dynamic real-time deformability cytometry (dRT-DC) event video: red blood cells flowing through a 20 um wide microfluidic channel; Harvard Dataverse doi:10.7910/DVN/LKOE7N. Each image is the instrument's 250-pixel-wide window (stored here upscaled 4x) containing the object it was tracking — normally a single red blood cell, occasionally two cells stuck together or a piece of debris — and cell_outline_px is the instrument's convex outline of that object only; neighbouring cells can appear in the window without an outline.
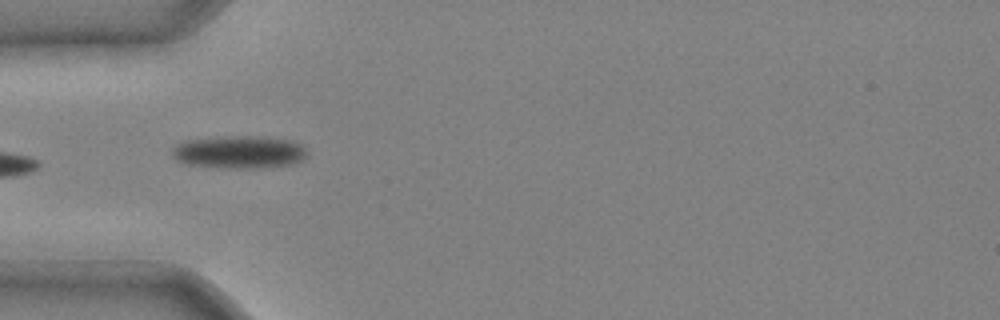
{"species": "common noctule bat (a hibernating species)", "species_latin": "Nyctalus noctula", "temperature_condition": "cold", "stored_images_in_passage": 4, "camera_frame_rate_fps": 3000, "um_per_image_px": 0.085, "animal": {"sex": "male", "body_mass_g": 20.4}, "frame": {"image": 1, "passage_image": 4, "time_ms": 1.0, "image_size_px": [1000, 320], "cell_outline_px": [[308, 156], [304, 160], [292, 164], [248, 168], [236, 168], [188, 164], [176, 160], [172, 156], [172, 148], [176, 144], [184, 140], [220, 136], [268, 136], [292, 140], [300, 144], [308, 152]], "centroid_in_image_um": [20.35, 12.9], "position_along_channel_um": 64.7, "area_um2": 25.95}}